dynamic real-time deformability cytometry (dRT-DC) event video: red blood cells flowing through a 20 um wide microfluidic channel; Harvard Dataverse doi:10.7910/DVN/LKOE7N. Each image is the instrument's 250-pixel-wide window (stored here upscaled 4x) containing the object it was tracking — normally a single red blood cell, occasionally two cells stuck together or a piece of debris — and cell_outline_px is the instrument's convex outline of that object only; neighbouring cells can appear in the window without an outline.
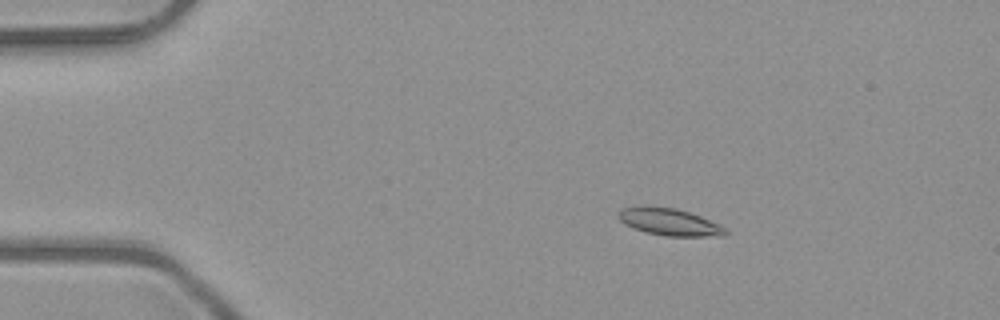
{"species": "common noctule bat (a hibernating species)", "species_latin": "Nyctalus noctula", "temperature_condition": "room temperature", "stored_images_in_passage": 46, "camera_frame_rate_fps": 3000, "um_per_image_px": 0.085, "animal": {"sex": "male", "body_mass_g": 23.1, "forearm_length_mm": 52.7}, "frame": {"image": 1, "passage_image": 4, "time_ms": 1.0, "image_size_px": [1000, 320], "cell_outline_px": [[728, 232], [724, 236], [664, 236], [632, 228], [624, 224], [616, 216], [616, 212], [620, 208], [676, 208], [700, 216], [720, 224]], "centroid_in_image_um": [56.91, 18.89], "position_along_channel_um": 28.1, "area_um2": 16.53}}
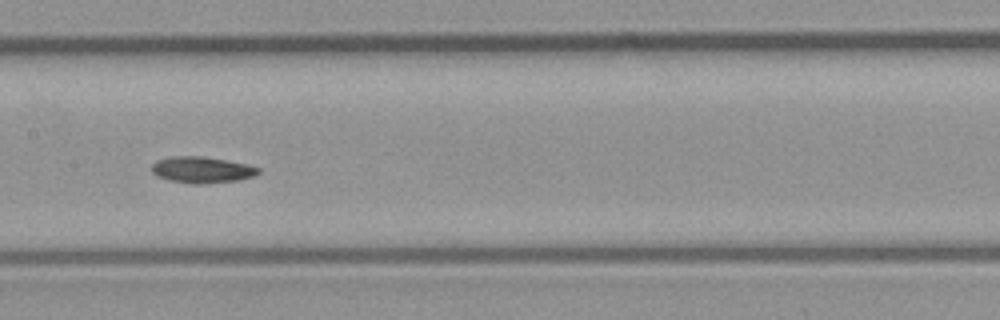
{"frame": {"image": 2, "passage_image": 21, "time_ms": 6.667, "image_size_px": [1000, 320], "cell_outline_px": [[260, 172], [256, 176], [236, 180], [204, 184], [196, 184], [168, 180], [156, 176], [152, 172], [152, 164], [156, 160], [172, 156], [204, 156], [248, 164], [260, 168]], "centroid_in_image_um": [17.16, 14.43], "position_along_channel_um": 190.2, "area_um2": 16.47}}
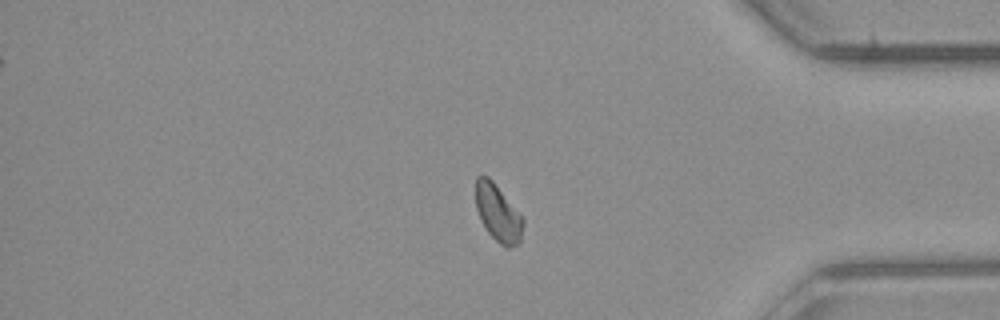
{"frame": {"image": 3, "passage_image": 38, "time_ms": 12.333, "image_size_px": [1000, 320], "cell_outline_px": [[524, 224], [520, 240], [516, 244], [508, 248], [500, 244], [488, 232], [480, 220], [476, 208], [476, 176], [488, 176], [492, 180], [524, 220]], "centroid_in_image_um": [42.31, 18.11], "position_along_channel_um": 392.9, "area_um2": 15.37}}